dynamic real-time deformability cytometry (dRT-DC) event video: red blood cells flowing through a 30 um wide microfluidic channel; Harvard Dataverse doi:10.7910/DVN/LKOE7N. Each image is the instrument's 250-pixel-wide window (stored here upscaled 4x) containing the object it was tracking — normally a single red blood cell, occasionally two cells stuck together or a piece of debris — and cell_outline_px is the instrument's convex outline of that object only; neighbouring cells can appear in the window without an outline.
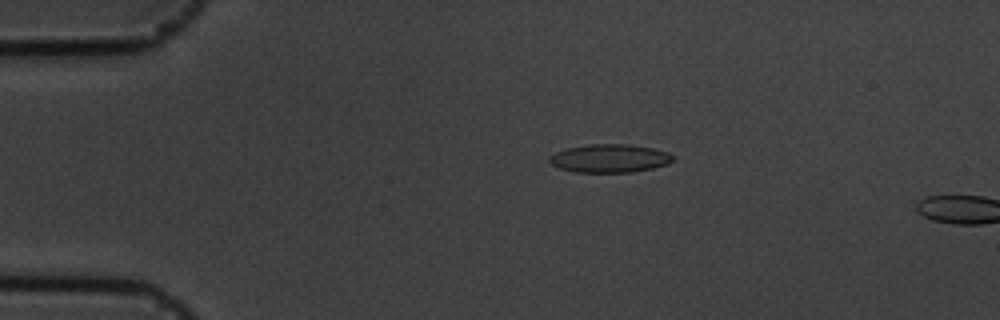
{"species": "common noctule bat (a hibernating species)", "species_latin": "Nyctalus noctula", "temperature_condition": "cold", "stored_images_in_passage": 14, "camera_frame_rate_fps": 3000, "um_per_image_px": 0.085, "animal": {"sex": "male", "body_mass_g": 19.5, "forearm_length_mm": 54.6}, "frame": {"image": 1, "passage_image": 12, "time_ms": 3.667, "image_size_px": [1000, 320], "cell_outline_px": [[676, 156], [672, 160], [664, 164], [652, 168], [632, 172], [572, 172], [560, 168], [552, 164], [548, 160], [548, 156], [556, 152], [568, 148], [592, 144], [628, 144], [652, 148], [668, 152]], "centroid_in_image_um": [51.8, 13.46], "position_along_channel_um": 33.2, "area_um2": 20.23}}